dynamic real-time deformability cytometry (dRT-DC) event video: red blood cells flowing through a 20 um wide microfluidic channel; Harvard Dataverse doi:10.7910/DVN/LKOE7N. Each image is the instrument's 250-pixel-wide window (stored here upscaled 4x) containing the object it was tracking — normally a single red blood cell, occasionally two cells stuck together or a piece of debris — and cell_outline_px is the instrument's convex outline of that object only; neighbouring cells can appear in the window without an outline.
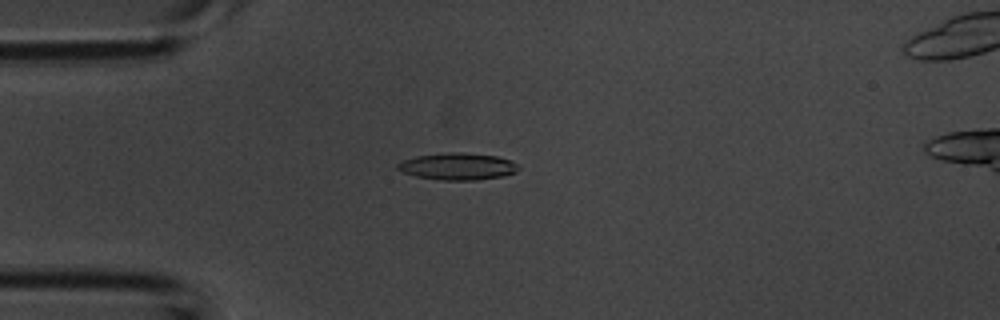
{"species": "common noctule bat (a hibernating species)", "species_latin": "Nyctalus noctula", "temperature_condition": "room temperature", "stored_images_in_passage": 40, "camera_frame_rate_fps": 3000, "um_per_image_px": 0.085, "animal": {"sex": "male", "body_mass_g": 20.1, "forearm_length_mm": 53.5}, "frame": {"image": 1, "passage_image": 8, "time_ms": 2.333, "image_size_px": [1000, 320], "cell_outline_px": [[520, 168], [516, 172], [504, 176], [476, 180], [444, 180], [416, 176], [404, 172], [396, 168], [396, 164], [404, 160], [416, 156], [452, 152], [464, 152], [496, 156], [508, 160], [516, 164]], "centroid_in_image_um": [38.91, 14.14], "position_along_channel_um": 46.1, "area_um2": 18.79}}
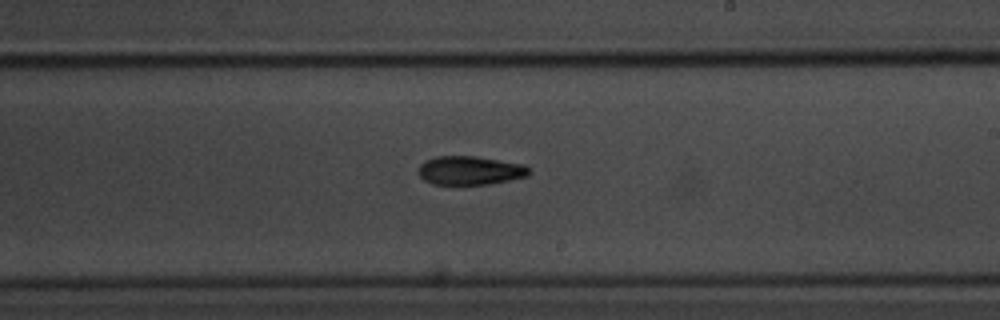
{"frame": {"image": 2, "passage_image": 22, "time_ms": 7.0, "image_size_px": [1000, 320], "cell_outline_px": [[532, 172], [528, 176], [488, 184], [432, 184], [424, 180], [420, 176], [420, 164], [436, 156], [476, 156], [524, 164]], "centroid_in_image_um": [39.99, 14.48], "position_along_channel_um": 249.0, "area_um2": 18.38}}
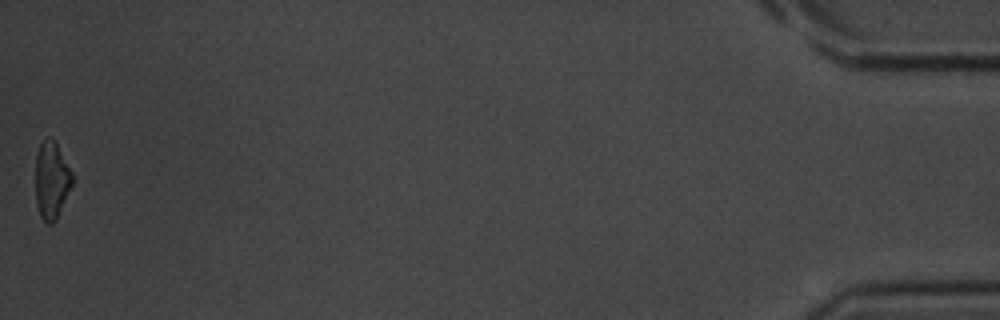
{"frame": {"image": 3, "passage_image": 40, "time_ms": 13.0, "image_size_px": [1000, 320], "cell_outline_px": [[72, 184], [56, 220], [52, 224], [48, 224], [40, 216], [36, 204], [36, 156], [40, 144], [48, 136], [52, 136], [72, 172]], "centroid_in_image_um": [4.37, 15.32], "position_along_channel_um": 430.8, "area_um2": 16.42}}